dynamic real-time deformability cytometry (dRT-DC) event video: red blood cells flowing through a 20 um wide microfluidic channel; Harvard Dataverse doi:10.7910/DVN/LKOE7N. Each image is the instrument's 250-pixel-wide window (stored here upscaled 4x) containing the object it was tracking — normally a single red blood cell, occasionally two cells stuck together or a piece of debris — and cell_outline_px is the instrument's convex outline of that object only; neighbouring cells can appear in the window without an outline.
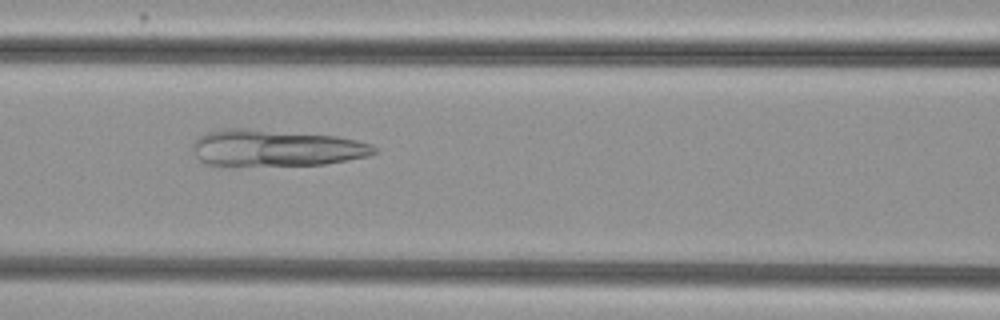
{"species": "common noctule bat (a hibernating species)", "species_latin": "Nyctalus noctula", "temperature_condition": "cold", "stored_images_in_passage": 44, "camera_frame_rate_fps": 3000, "um_per_image_px": 0.085, "animal": {"sex": "female", "body_mass_g": 29.2, "forearm_length_mm": 56.3}, "frame": {"image": 1, "passage_image": 14, "time_ms": 4.333, "image_size_px": [1000, 320], "cell_outline_px": [[376, 152], [368, 156], [324, 164], [208, 164], [200, 160], [196, 156], [192, 148], [192, 144], [200, 136], [208, 132], [224, 128], [248, 128], [336, 136], [356, 140], [372, 144], [376, 148]], "centroid_in_image_um": [23.46, 12.55], "position_along_channel_um": 143.1, "area_um2": 37.97}}
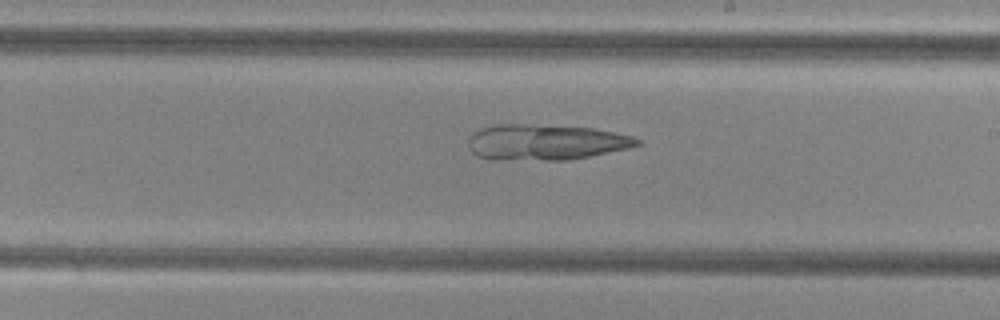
{"frame": {"image": 2, "passage_image": 22, "time_ms": 7.0, "image_size_px": [1000, 320], "cell_outline_px": [[640, 144], [632, 148], [568, 160], [492, 160], [476, 156], [468, 148], [468, 140], [472, 132], [480, 128], [492, 124], [532, 124], [592, 128], [632, 136], [640, 140]], "centroid_in_image_um": [46.32, 12.09], "position_along_channel_um": 242.7, "area_um2": 35.6}}
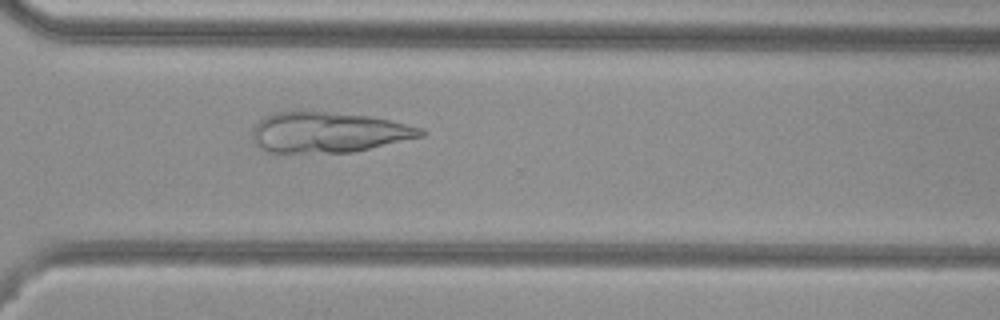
{"frame": {"image": 3, "passage_image": 30, "time_ms": 9.667, "image_size_px": [1000, 320], "cell_outline_px": [[428, 132], [424, 136], [352, 152], [264, 152], [252, 140], [252, 128], [264, 116], [272, 112], [300, 108], [304, 108], [372, 116], [424, 128]], "centroid_in_image_um": [27.86, 11.19], "position_along_channel_um": 342.7, "area_um2": 40.92}}